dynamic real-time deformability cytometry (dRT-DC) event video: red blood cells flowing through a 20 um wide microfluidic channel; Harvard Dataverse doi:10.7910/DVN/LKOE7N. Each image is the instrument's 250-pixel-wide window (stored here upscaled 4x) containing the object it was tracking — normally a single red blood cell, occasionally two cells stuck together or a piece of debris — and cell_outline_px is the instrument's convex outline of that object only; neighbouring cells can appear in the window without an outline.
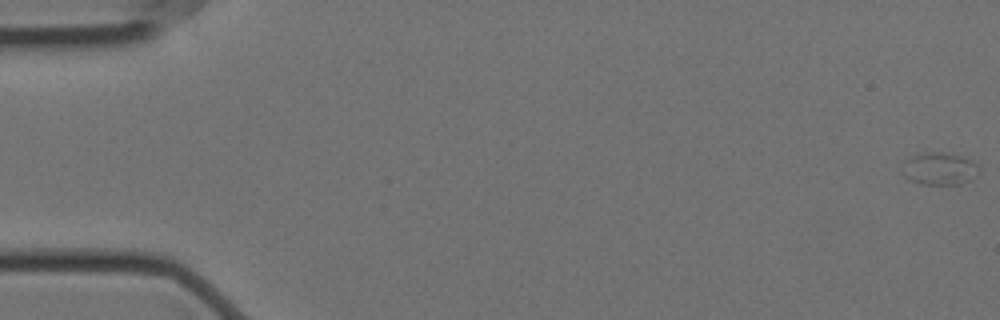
{"species": "Egyptian fruit bat (a non-hibernating species)", "species_latin": "Rousettus aegyptiacus", "temperature_condition": "cold", "stored_images_in_passage": 58, "camera_frame_rate_fps": 3000, "um_per_image_px": 0.085, "animal": {"sex": "female"}, "frame": {"image": 1, "passage_image": 1, "time_ms": 0.0, "image_size_px": [1000, 320], "cell_outline_px": [[980, 164], [976, 176], [972, 180], [960, 184], [920, 184], [908, 180], [900, 172], [900, 168], [904, 160], [908, 156], [928, 152], [940, 152], [964, 156]], "centroid_in_image_um": [79.82, 14.33], "position_along_channel_um": 5.2, "area_um2": 15.03}}
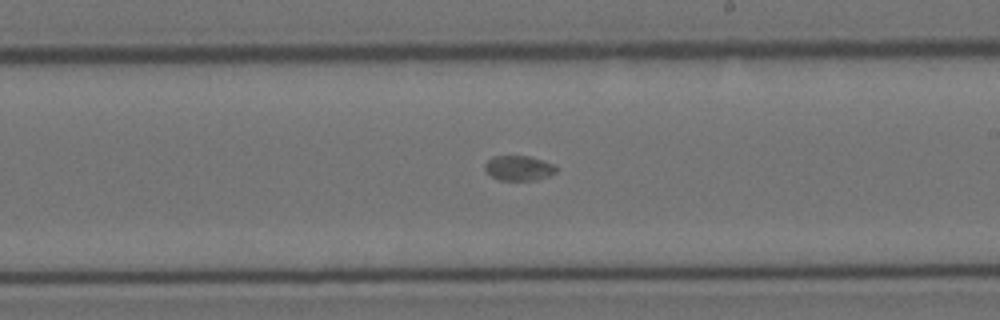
{"frame": {"image": 2, "passage_image": 34, "time_ms": 11.0, "image_size_px": [1000, 320], "cell_outline_px": [[556, 172], [548, 176], [536, 180], [500, 180], [492, 176], [484, 168], [484, 164], [492, 156], [528, 156], [552, 164], [556, 168]], "centroid_in_image_um": [44.06, 14.29], "position_along_channel_um": 244.9, "area_um2": 10.17}}
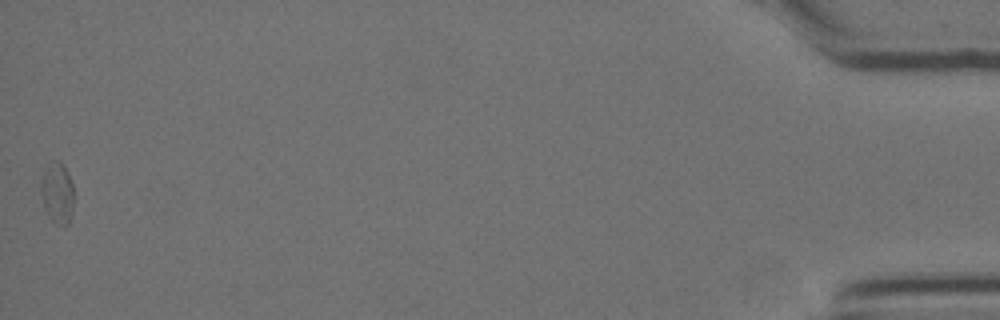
{"frame": {"image": 3, "passage_image": 58, "time_ms": 19.0, "image_size_px": [1000, 320], "cell_outline_px": [[72, 212], [68, 224], [64, 228], [56, 224], [52, 220], [44, 208], [40, 192], [40, 188], [44, 168], [56, 160], [60, 160], [64, 164], [68, 172], [72, 184]], "centroid_in_image_um": [4.86, 16.41], "position_along_channel_um": 430.3, "area_um2": 11.79}}